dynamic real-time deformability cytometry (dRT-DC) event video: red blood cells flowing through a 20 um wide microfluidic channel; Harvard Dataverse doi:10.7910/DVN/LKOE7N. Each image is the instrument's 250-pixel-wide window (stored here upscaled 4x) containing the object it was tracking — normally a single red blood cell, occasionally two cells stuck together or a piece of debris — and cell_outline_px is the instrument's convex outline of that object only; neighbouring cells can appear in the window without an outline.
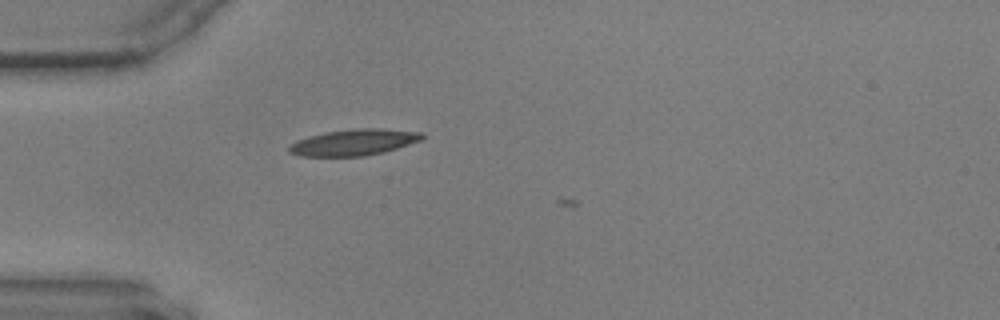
{"species": "common noctule bat (a hibernating species)", "species_latin": "Nyctalus noctula", "temperature_condition": "warm", "stored_images_in_passage": 5, "camera_frame_rate_fps": 3000, "um_per_image_px": 0.085, "animal": {"sex": "male", "body_mass_g": 17.9, "forearm_length_mm": 54.2}, "frame": {"image": 1, "passage_image": 4, "time_ms": 1.0, "image_size_px": [1000, 320], "cell_outline_px": [[424, 140], [384, 152], [364, 156], [300, 156], [288, 152], [288, 148], [296, 140], [308, 136], [324, 132], [356, 128], [380, 128], [424, 132]], "centroid_in_image_um": [30.12, 12.09], "position_along_channel_um": 54.9, "area_um2": 20.58}}